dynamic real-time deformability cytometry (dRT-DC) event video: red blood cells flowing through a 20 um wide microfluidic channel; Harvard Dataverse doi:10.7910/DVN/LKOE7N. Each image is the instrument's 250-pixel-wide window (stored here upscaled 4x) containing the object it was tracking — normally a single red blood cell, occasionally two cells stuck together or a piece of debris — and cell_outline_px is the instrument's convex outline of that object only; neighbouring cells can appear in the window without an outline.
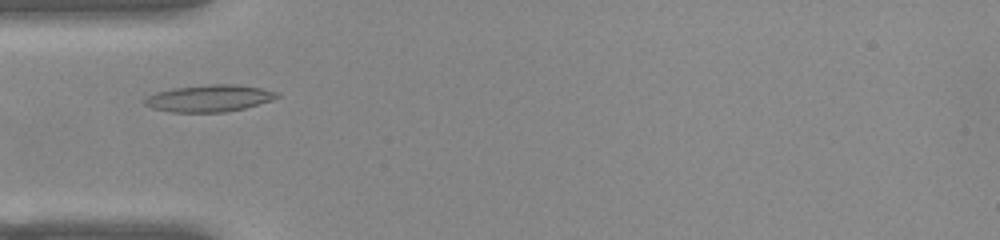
{"species": "common noctule bat (a hibernating species)", "species_latin": "Nyctalus noctula", "temperature_condition": "warm", "stored_images_in_passage": 46, "camera_frame_rate_fps": 3000, "um_per_image_px": 0.085, "animal": {"sex": "female", "body_mass_g": 22.0, "forearm_length_mm": 56.7}, "frame": {"image": 1, "passage_image": 10, "time_ms": 3.0, "image_size_px": [1000, 240], "cell_outline_px": [[280, 96], [272, 100], [244, 108], [224, 112], [172, 112], [152, 108], [144, 104], [144, 100], [148, 96], [156, 92], [172, 88], [208, 84], [236, 84], [260, 88], [280, 92]], "centroid_in_image_um": [17.8, 8.34], "position_along_channel_um": 67.2, "area_um2": 20.75}}
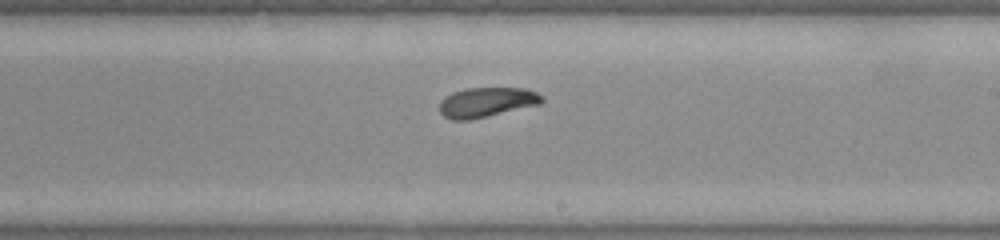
{"frame": {"image": 2, "passage_image": 24, "time_ms": 7.667, "image_size_px": [1000, 240], "cell_outline_px": [[544, 100], [540, 104], [468, 120], [452, 120], [444, 116], [440, 112], [440, 100], [444, 96], [452, 92], [464, 88], [524, 88], [536, 92], [544, 96]], "centroid_in_image_um": [41.34, 8.67], "position_along_channel_um": 247.7, "area_um2": 17.74}}
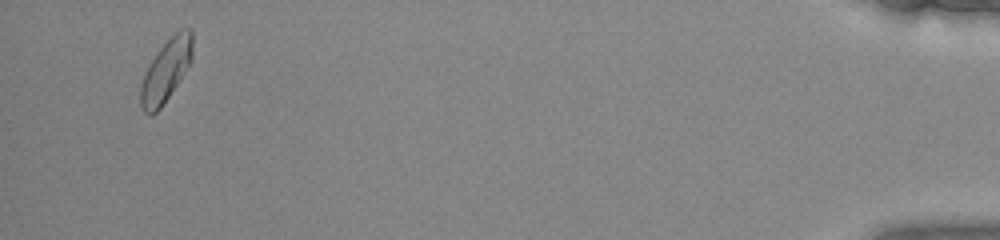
{"frame": {"image": 3, "passage_image": 44, "time_ms": 14.333, "image_size_px": [1000, 240], "cell_outline_px": [[192, 60], [160, 108], [152, 116], [144, 112], [140, 104], [140, 84], [148, 64], [160, 48], [180, 28], [188, 28], [192, 32]], "centroid_in_image_um": [14.08, 6.0], "position_along_channel_um": 421.1, "area_um2": 18.5}, "authors_computed_cell_mechanics": {"area_um2": 18.0336, "velocity_mm_per_s": 3.8694, "shape_relaxation_time_tau1_ms": 3.2986, "shape_relaxation_time_tau2_ms": 4.1282, "deformation_change_tau1": 0.0992, "deformation_change_tau2": 0.0962}}